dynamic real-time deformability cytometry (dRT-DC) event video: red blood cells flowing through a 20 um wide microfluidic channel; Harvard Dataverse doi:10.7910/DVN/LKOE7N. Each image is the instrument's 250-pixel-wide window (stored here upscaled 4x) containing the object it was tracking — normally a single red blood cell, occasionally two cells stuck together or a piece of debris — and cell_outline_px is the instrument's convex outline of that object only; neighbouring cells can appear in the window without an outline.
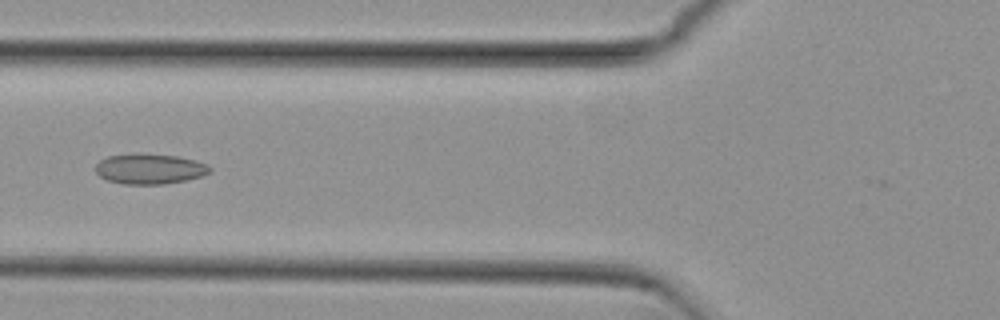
{"species": "common noctule bat (a hibernating species)", "species_latin": "Nyctalus noctula", "temperature_condition": "cold", "stored_images_in_passage": 19, "camera_frame_rate_fps": 3000, "um_per_image_px": 0.085, "animal": {"sex": "female", "body_mass_g": 29.2, "forearm_length_mm": 56.3}, "frame": {"image": 1, "passage_image": 8, "time_ms": 2.333, "image_size_px": [1000, 320], "cell_outline_px": [[212, 172], [204, 176], [164, 184], [124, 184], [108, 180], [100, 176], [96, 172], [96, 164], [100, 160], [108, 156], [176, 156], [192, 160], [204, 164], [212, 168]], "centroid_in_image_um": [12.75, 14.4], "position_along_channel_um": 113.1, "area_um2": 19.25}}
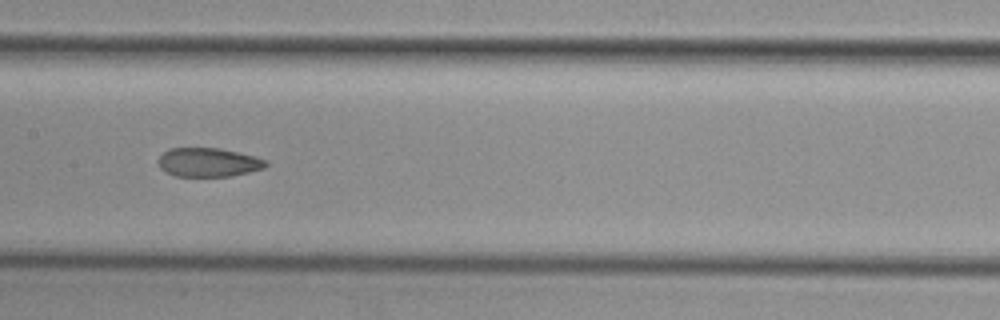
{"frame": {"image": 2, "passage_image": 14, "time_ms": 4.333, "image_size_px": [1000, 320], "cell_outline_px": [[268, 164], [264, 168], [232, 176], [176, 176], [160, 168], [156, 160], [168, 148], [220, 148], [256, 156], [268, 160]], "centroid_in_image_um": [17.72, 13.79], "position_along_channel_um": 189.7, "area_um2": 18.21}}
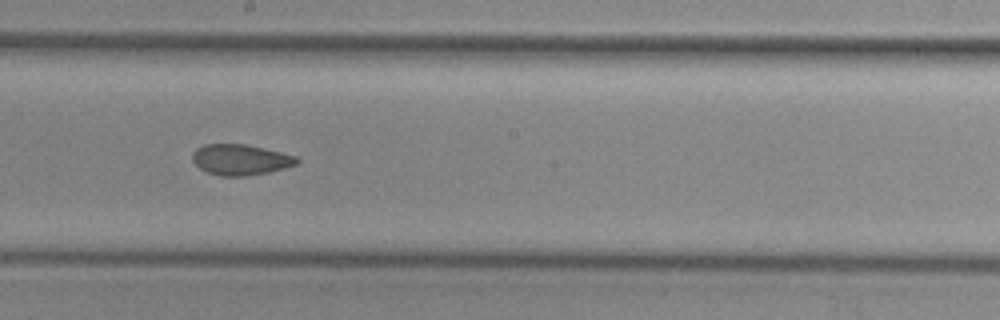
{"frame": {"image": 3, "passage_image": 17, "time_ms": 5.333, "image_size_px": [1000, 320], "cell_outline_px": [[300, 160], [296, 164], [284, 168], [268, 172], [248, 176], [220, 176], [208, 172], [200, 168], [192, 160], [192, 152], [196, 148], [204, 144], [244, 144], [264, 148], [296, 156]], "centroid_in_image_um": [20.42, 13.57], "position_along_channel_um": 227.8, "area_um2": 18.67}}